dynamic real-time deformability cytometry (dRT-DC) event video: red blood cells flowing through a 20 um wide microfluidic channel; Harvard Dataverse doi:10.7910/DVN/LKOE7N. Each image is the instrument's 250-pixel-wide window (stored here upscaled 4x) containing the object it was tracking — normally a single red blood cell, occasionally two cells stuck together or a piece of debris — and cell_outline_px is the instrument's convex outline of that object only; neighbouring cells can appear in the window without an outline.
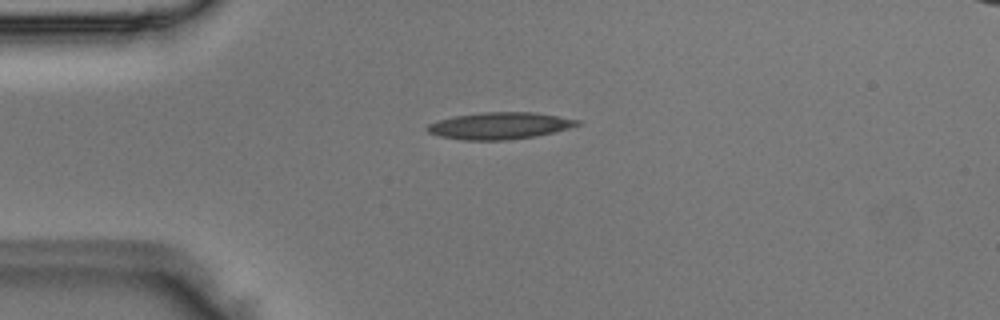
{"species": "Egyptian fruit bat (a non-hibernating species)", "species_latin": "Rousettus aegyptiacus", "temperature_condition": "room temperature", "stored_images_in_passage": 3, "camera_frame_rate_fps": 3000, "um_per_image_px": 0.085, "animal": {"sex": "male"}, "frame": {"image": 1, "passage_image": 1, "time_ms": 0.0, "image_size_px": [1000, 320], "cell_outline_px": [[584, 124], [536, 136], [504, 140], [464, 140], [440, 136], [428, 132], [424, 128], [428, 124], [436, 120], [452, 116], [484, 112], [532, 112], [580, 120]], "centroid_in_image_um": [42.43, 10.68], "position_along_channel_um": 42.6, "area_um2": 23.47}}
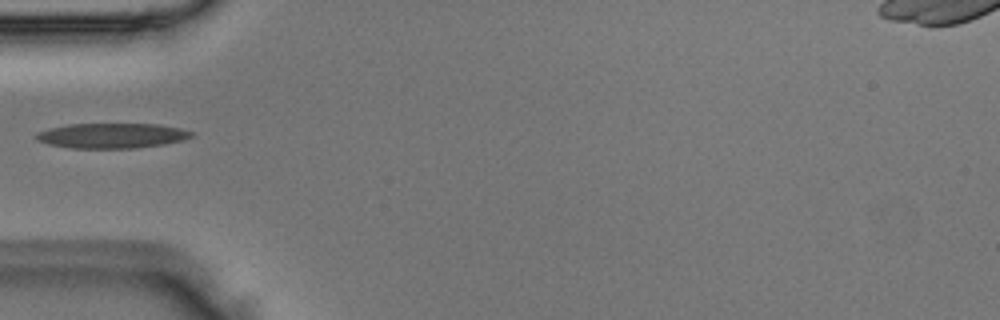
{"frame": {"image": 2, "passage_image": 2, "time_ms": 0.333, "image_size_px": [1000, 320], "cell_outline_px": [[196, 132], [192, 136], [184, 140], [164, 144], [136, 148], [72, 148], [48, 144], [36, 140], [32, 136], [36, 132], [48, 128], [68, 124], [156, 124], [180, 128]], "centroid_in_image_um": [9.48, 11.53], "position_along_channel_um": 75.5, "area_um2": 22.89}}
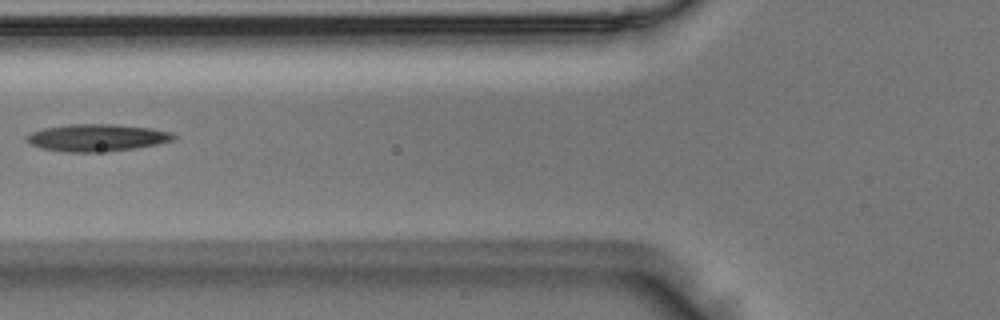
{"frame": {"image": 3, "passage_image": 3, "time_ms": 0.667, "image_size_px": [1000, 320], "cell_outline_px": [[176, 136], [172, 140], [156, 144], [108, 152], [64, 152], [44, 148], [32, 144], [24, 136], [32, 132], [44, 128], [68, 124], [116, 124], [148, 128], [172, 132]], "centroid_in_image_um": [8.23, 11.7], "position_along_channel_um": 117.6, "area_um2": 23.06}}